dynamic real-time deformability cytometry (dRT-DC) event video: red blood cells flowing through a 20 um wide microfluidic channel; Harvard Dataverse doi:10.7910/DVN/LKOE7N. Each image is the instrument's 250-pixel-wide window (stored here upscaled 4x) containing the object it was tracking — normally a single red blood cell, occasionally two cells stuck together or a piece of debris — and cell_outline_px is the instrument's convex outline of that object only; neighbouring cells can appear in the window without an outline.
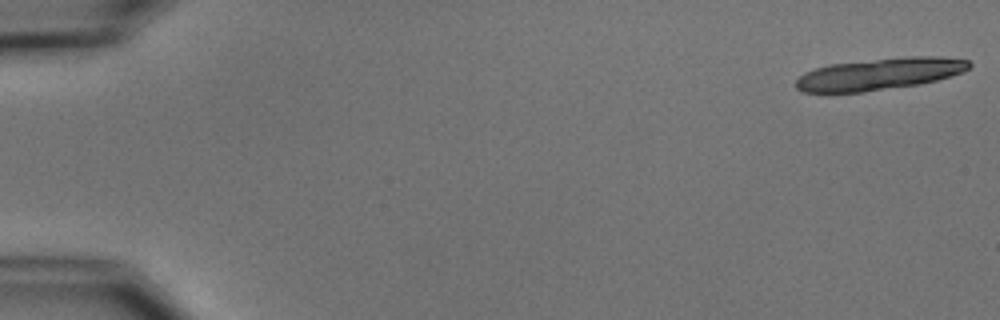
{"species": "common noctule bat (a hibernating species)", "species_latin": "Nyctalus noctula", "temperature_condition": "cold", "stored_images_in_passage": 7, "segment_of_instrument_passage": [1, 2], "camera_frame_rate_fps": 3000, "um_per_image_px": 0.085, "animal": {"sex": "male", "body_mass_g": 15.6}, "frame": {"image": 1, "passage_image": 1, "time_ms": 0.0, "image_size_px": [1000, 320], "cell_outline_px": [[972, 64], [964, 72], [936, 80], [920, 84], [864, 92], [800, 92], [796, 88], [796, 80], [804, 72], [828, 64], [908, 56], [940, 56], [968, 60]], "centroid_in_image_um": [74.76, 6.28], "position_along_channel_um": 10.2, "area_um2": 32.19}}